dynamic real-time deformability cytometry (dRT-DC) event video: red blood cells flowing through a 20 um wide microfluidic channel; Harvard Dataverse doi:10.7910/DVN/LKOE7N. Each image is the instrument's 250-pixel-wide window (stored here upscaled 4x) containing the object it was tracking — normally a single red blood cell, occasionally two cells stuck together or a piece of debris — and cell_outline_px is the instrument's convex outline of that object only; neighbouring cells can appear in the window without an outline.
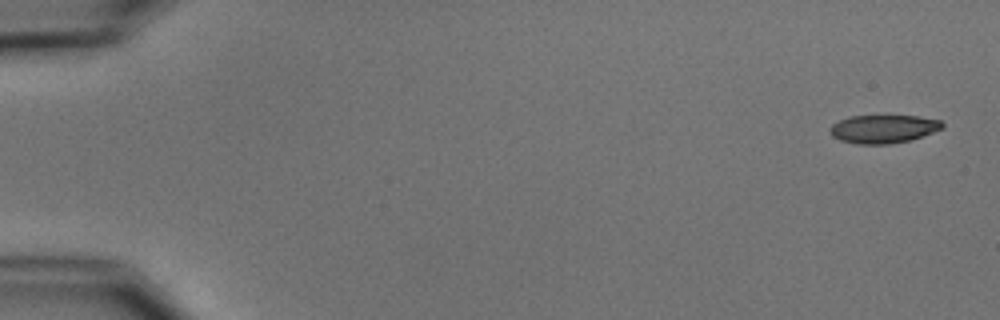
{"species": "common noctule bat (a hibernating species)", "species_latin": "Nyctalus noctula", "temperature_condition": "cold", "stored_images_in_passage": 6, "camera_frame_rate_fps": 3000, "um_per_image_px": 0.085, "animal": {"sex": "male", "body_mass_g": 15.6}, "frame": {"image": 1, "passage_image": 1, "time_ms": 0.0, "image_size_px": [1000, 320], "cell_outline_px": [[944, 128], [908, 140], [888, 144], [856, 144], [840, 140], [832, 136], [828, 128], [832, 124], [848, 116], [916, 116], [940, 120], [944, 124]], "centroid_in_image_um": [75.04, 10.95], "position_along_channel_um": 10.0, "area_um2": 18.38}}
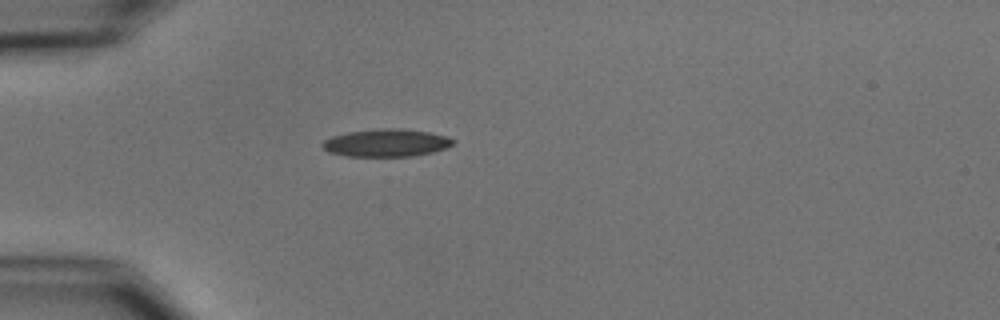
{"frame": {"image": 2, "passage_image": 4, "time_ms": 4.667, "image_size_px": [1000, 320], "cell_outline_px": [[456, 140], [452, 144], [444, 148], [432, 152], [416, 156], [348, 156], [328, 152], [320, 144], [324, 140], [332, 136], [348, 132], [376, 128], [400, 128], [428, 132], [448, 136]], "centroid_in_image_um": [32.83, 12.13], "position_along_channel_um": 52.2, "area_um2": 21.1}}